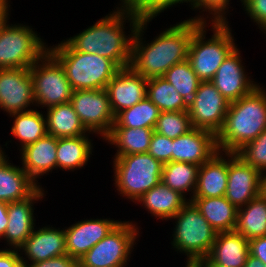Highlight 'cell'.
<instances>
[{"label": "cell", "mask_w": 266, "mask_h": 267, "mask_svg": "<svg viewBox=\"0 0 266 267\" xmlns=\"http://www.w3.org/2000/svg\"><path fill=\"white\" fill-rule=\"evenodd\" d=\"M165 9L157 1L142 16L133 37L130 67L146 79L163 77L173 65L188 59L189 44L193 33L207 21L198 14V17L166 28L153 39L154 41L145 44L143 30L147 29V24Z\"/></svg>", "instance_id": "obj_1"}, {"label": "cell", "mask_w": 266, "mask_h": 267, "mask_svg": "<svg viewBox=\"0 0 266 267\" xmlns=\"http://www.w3.org/2000/svg\"><path fill=\"white\" fill-rule=\"evenodd\" d=\"M120 1V7H116L112 14L110 12L94 25L78 35L66 39L65 42L74 51L100 55L112 60L119 68L129 67L132 42L137 26L142 16L158 0ZM126 20L130 22L131 30V33L127 36L124 31Z\"/></svg>", "instance_id": "obj_2"}, {"label": "cell", "mask_w": 266, "mask_h": 267, "mask_svg": "<svg viewBox=\"0 0 266 267\" xmlns=\"http://www.w3.org/2000/svg\"><path fill=\"white\" fill-rule=\"evenodd\" d=\"M260 85L229 103L221 130L216 135L218 151L236 153L266 129V91Z\"/></svg>", "instance_id": "obj_3"}, {"label": "cell", "mask_w": 266, "mask_h": 267, "mask_svg": "<svg viewBox=\"0 0 266 267\" xmlns=\"http://www.w3.org/2000/svg\"><path fill=\"white\" fill-rule=\"evenodd\" d=\"M51 47L48 51L60 62L73 91L105 89L120 69L100 55L74 51L65 40Z\"/></svg>", "instance_id": "obj_4"}, {"label": "cell", "mask_w": 266, "mask_h": 267, "mask_svg": "<svg viewBox=\"0 0 266 267\" xmlns=\"http://www.w3.org/2000/svg\"><path fill=\"white\" fill-rule=\"evenodd\" d=\"M206 24L193 33L188 50V60L201 82L211 81L222 62L237 47L228 23H213V35L208 40L205 39Z\"/></svg>", "instance_id": "obj_5"}, {"label": "cell", "mask_w": 266, "mask_h": 267, "mask_svg": "<svg viewBox=\"0 0 266 267\" xmlns=\"http://www.w3.org/2000/svg\"><path fill=\"white\" fill-rule=\"evenodd\" d=\"M173 248L187 255L186 266L209 254L217 232L211 227L192 201H188L173 217Z\"/></svg>", "instance_id": "obj_6"}, {"label": "cell", "mask_w": 266, "mask_h": 267, "mask_svg": "<svg viewBox=\"0 0 266 267\" xmlns=\"http://www.w3.org/2000/svg\"><path fill=\"white\" fill-rule=\"evenodd\" d=\"M113 163L115 187L135 203L161 182L163 164L149 153L119 156Z\"/></svg>", "instance_id": "obj_7"}, {"label": "cell", "mask_w": 266, "mask_h": 267, "mask_svg": "<svg viewBox=\"0 0 266 267\" xmlns=\"http://www.w3.org/2000/svg\"><path fill=\"white\" fill-rule=\"evenodd\" d=\"M35 104L43 108L68 103L73 89L60 62L47 50L29 68Z\"/></svg>", "instance_id": "obj_8"}, {"label": "cell", "mask_w": 266, "mask_h": 267, "mask_svg": "<svg viewBox=\"0 0 266 267\" xmlns=\"http://www.w3.org/2000/svg\"><path fill=\"white\" fill-rule=\"evenodd\" d=\"M137 236H139V230L136 224L132 221H121L78 260V267L127 266Z\"/></svg>", "instance_id": "obj_9"}, {"label": "cell", "mask_w": 266, "mask_h": 267, "mask_svg": "<svg viewBox=\"0 0 266 267\" xmlns=\"http://www.w3.org/2000/svg\"><path fill=\"white\" fill-rule=\"evenodd\" d=\"M29 26L7 24L0 34V69L30 68L47 50Z\"/></svg>", "instance_id": "obj_10"}, {"label": "cell", "mask_w": 266, "mask_h": 267, "mask_svg": "<svg viewBox=\"0 0 266 267\" xmlns=\"http://www.w3.org/2000/svg\"><path fill=\"white\" fill-rule=\"evenodd\" d=\"M70 103L85 128L104 140L115 122L106 89L75 90Z\"/></svg>", "instance_id": "obj_11"}, {"label": "cell", "mask_w": 266, "mask_h": 267, "mask_svg": "<svg viewBox=\"0 0 266 267\" xmlns=\"http://www.w3.org/2000/svg\"><path fill=\"white\" fill-rule=\"evenodd\" d=\"M229 103L211 81L200 82L188 103L192 127L210 131L216 136L223 126Z\"/></svg>", "instance_id": "obj_12"}, {"label": "cell", "mask_w": 266, "mask_h": 267, "mask_svg": "<svg viewBox=\"0 0 266 267\" xmlns=\"http://www.w3.org/2000/svg\"><path fill=\"white\" fill-rule=\"evenodd\" d=\"M261 195V172L229 152L225 198L237 209Z\"/></svg>", "instance_id": "obj_13"}, {"label": "cell", "mask_w": 266, "mask_h": 267, "mask_svg": "<svg viewBox=\"0 0 266 267\" xmlns=\"http://www.w3.org/2000/svg\"><path fill=\"white\" fill-rule=\"evenodd\" d=\"M34 103L29 68L0 69V109L10 115L32 110L28 107Z\"/></svg>", "instance_id": "obj_14"}, {"label": "cell", "mask_w": 266, "mask_h": 267, "mask_svg": "<svg viewBox=\"0 0 266 267\" xmlns=\"http://www.w3.org/2000/svg\"><path fill=\"white\" fill-rule=\"evenodd\" d=\"M106 91L114 115L130 108L146 97L147 79L130 66L120 68L107 83Z\"/></svg>", "instance_id": "obj_15"}, {"label": "cell", "mask_w": 266, "mask_h": 267, "mask_svg": "<svg viewBox=\"0 0 266 267\" xmlns=\"http://www.w3.org/2000/svg\"><path fill=\"white\" fill-rule=\"evenodd\" d=\"M211 82L229 102L239 100L258 86L247 77L237 47L219 66Z\"/></svg>", "instance_id": "obj_16"}, {"label": "cell", "mask_w": 266, "mask_h": 267, "mask_svg": "<svg viewBox=\"0 0 266 267\" xmlns=\"http://www.w3.org/2000/svg\"><path fill=\"white\" fill-rule=\"evenodd\" d=\"M121 221L112 219H90L78 221L64 229L66 252L77 261L93 246L105 238Z\"/></svg>", "instance_id": "obj_17"}, {"label": "cell", "mask_w": 266, "mask_h": 267, "mask_svg": "<svg viewBox=\"0 0 266 267\" xmlns=\"http://www.w3.org/2000/svg\"><path fill=\"white\" fill-rule=\"evenodd\" d=\"M44 197V190L39 186L29 197L8 203V225L2 239L6 240L12 249H18L32 234L35 227V201Z\"/></svg>", "instance_id": "obj_18"}, {"label": "cell", "mask_w": 266, "mask_h": 267, "mask_svg": "<svg viewBox=\"0 0 266 267\" xmlns=\"http://www.w3.org/2000/svg\"><path fill=\"white\" fill-rule=\"evenodd\" d=\"M38 229H34L27 240L18 248V251L24 252V255L30 261L29 263L24 260L26 258L21 256L24 267H27L28 264L67 254L64 229L60 230L50 226Z\"/></svg>", "instance_id": "obj_19"}, {"label": "cell", "mask_w": 266, "mask_h": 267, "mask_svg": "<svg viewBox=\"0 0 266 267\" xmlns=\"http://www.w3.org/2000/svg\"><path fill=\"white\" fill-rule=\"evenodd\" d=\"M217 151L216 136L212 132L193 128L173 139L172 161L200 166Z\"/></svg>", "instance_id": "obj_20"}, {"label": "cell", "mask_w": 266, "mask_h": 267, "mask_svg": "<svg viewBox=\"0 0 266 267\" xmlns=\"http://www.w3.org/2000/svg\"><path fill=\"white\" fill-rule=\"evenodd\" d=\"M224 153L223 151H217L199 166L196 190L192 198L225 196L228 181L229 152Z\"/></svg>", "instance_id": "obj_21"}, {"label": "cell", "mask_w": 266, "mask_h": 267, "mask_svg": "<svg viewBox=\"0 0 266 267\" xmlns=\"http://www.w3.org/2000/svg\"><path fill=\"white\" fill-rule=\"evenodd\" d=\"M58 138L46 134L36 142L25 146L21 151L22 168L38 185L37 178L57 168ZM51 170V171H50Z\"/></svg>", "instance_id": "obj_22"}, {"label": "cell", "mask_w": 266, "mask_h": 267, "mask_svg": "<svg viewBox=\"0 0 266 267\" xmlns=\"http://www.w3.org/2000/svg\"><path fill=\"white\" fill-rule=\"evenodd\" d=\"M249 241L236 231L218 232L206 259L219 267H244Z\"/></svg>", "instance_id": "obj_23"}, {"label": "cell", "mask_w": 266, "mask_h": 267, "mask_svg": "<svg viewBox=\"0 0 266 267\" xmlns=\"http://www.w3.org/2000/svg\"><path fill=\"white\" fill-rule=\"evenodd\" d=\"M189 201L179 192L170 189L162 181L144 193L136 202L142 203L150 214L162 220H170Z\"/></svg>", "instance_id": "obj_24"}, {"label": "cell", "mask_w": 266, "mask_h": 267, "mask_svg": "<svg viewBox=\"0 0 266 267\" xmlns=\"http://www.w3.org/2000/svg\"><path fill=\"white\" fill-rule=\"evenodd\" d=\"M8 160L0 164V201L6 203L23 200L40 186L22 167L11 165Z\"/></svg>", "instance_id": "obj_25"}, {"label": "cell", "mask_w": 266, "mask_h": 267, "mask_svg": "<svg viewBox=\"0 0 266 267\" xmlns=\"http://www.w3.org/2000/svg\"><path fill=\"white\" fill-rule=\"evenodd\" d=\"M199 209L200 213L218 232L234 231L238 209L225 196L216 198L189 199Z\"/></svg>", "instance_id": "obj_26"}, {"label": "cell", "mask_w": 266, "mask_h": 267, "mask_svg": "<svg viewBox=\"0 0 266 267\" xmlns=\"http://www.w3.org/2000/svg\"><path fill=\"white\" fill-rule=\"evenodd\" d=\"M46 114L47 134L56 138L90 134L70 102L49 107Z\"/></svg>", "instance_id": "obj_27"}, {"label": "cell", "mask_w": 266, "mask_h": 267, "mask_svg": "<svg viewBox=\"0 0 266 267\" xmlns=\"http://www.w3.org/2000/svg\"><path fill=\"white\" fill-rule=\"evenodd\" d=\"M153 128L112 127L110 133L104 138L111 145H115L119 156L148 153Z\"/></svg>", "instance_id": "obj_28"}, {"label": "cell", "mask_w": 266, "mask_h": 267, "mask_svg": "<svg viewBox=\"0 0 266 267\" xmlns=\"http://www.w3.org/2000/svg\"><path fill=\"white\" fill-rule=\"evenodd\" d=\"M89 135L77 137L58 138L57 143V169L76 170L83 168L90 160L93 143Z\"/></svg>", "instance_id": "obj_29"}, {"label": "cell", "mask_w": 266, "mask_h": 267, "mask_svg": "<svg viewBox=\"0 0 266 267\" xmlns=\"http://www.w3.org/2000/svg\"><path fill=\"white\" fill-rule=\"evenodd\" d=\"M234 231L248 241L266 236V198L262 195L252 199L237 211Z\"/></svg>", "instance_id": "obj_30"}, {"label": "cell", "mask_w": 266, "mask_h": 267, "mask_svg": "<svg viewBox=\"0 0 266 267\" xmlns=\"http://www.w3.org/2000/svg\"><path fill=\"white\" fill-rule=\"evenodd\" d=\"M10 116L14 117L11 134L20 140L21 149L47 134L46 117L42 112L32 109Z\"/></svg>", "instance_id": "obj_31"}, {"label": "cell", "mask_w": 266, "mask_h": 267, "mask_svg": "<svg viewBox=\"0 0 266 267\" xmlns=\"http://www.w3.org/2000/svg\"><path fill=\"white\" fill-rule=\"evenodd\" d=\"M198 170L199 166L193 163L171 161L163 164L161 181L184 197L187 192L193 193L190 196L192 199L196 190Z\"/></svg>", "instance_id": "obj_32"}, {"label": "cell", "mask_w": 266, "mask_h": 267, "mask_svg": "<svg viewBox=\"0 0 266 267\" xmlns=\"http://www.w3.org/2000/svg\"><path fill=\"white\" fill-rule=\"evenodd\" d=\"M146 97L151 100L161 112L188 110V103L164 77L147 79Z\"/></svg>", "instance_id": "obj_33"}, {"label": "cell", "mask_w": 266, "mask_h": 267, "mask_svg": "<svg viewBox=\"0 0 266 267\" xmlns=\"http://www.w3.org/2000/svg\"><path fill=\"white\" fill-rule=\"evenodd\" d=\"M160 109L147 97L134 106L119 112L112 127L153 128L160 116Z\"/></svg>", "instance_id": "obj_34"}, {"label": "cell", "mask_w": 266, "mask_h": 267, "mask_svg": "<svg viewBox=\"0 0 266 267\" xmlns=\"http://www.w3.org/2000/svg\"><path fill=\"white\" fill-rule=\"evenodd\" d=\"M163 77L175 87L187 103L193 99L201 82L188 59L173 65Z\"/></svg>", "instance_id": "obj_35"}, {"label": "cell", "mask_w": 266, "mask_h": 267, "mask_svg": "<svg viewBox=\"0 0 266 267\" xmlns=\"http://www.w3.org/2000/svg\"><path fill=\"white\" fill-rule=\"evenodd\" d=\"M193 129L187 110L161 112L158 117L154 132L170 139H175Z\"/></svg>", "instance_id": "obj_36"}, {"label": "cell", "mask_w": 266, "mask_h": 267, "mask_svg": "<svg viewBox=\"0 0 266 267\" xmlns=\"http://www.w3.org/2000/svg\"><path fill=\"white\" fill-rule=\"evenodd\" d=\"M166 9L178 3H190L193 10L203 9L202 11L208 10L212 15L210 24H225L227 22L226 13L228 12L230 0H158ZM207 9V10H206ZM227 10V12H226Z\"/></svg>", "instance_id": "obj_37"}, {"label": "cell", "mask_w": 266, "mask_h": 267, "mask_svg": "<svg viewBox=\"0 0 266 267\" xmlns=\"http://www.w3.org/2000/svg\"><path fill=\"white\" fill-rule=\"evenodd\" d=\"M236 155L261 173H266V129L256 139L240 148Z\"/></svg>", "instance_id": "obj_38"}, {"label": "cell", "mask_w": 266, "mask_h": 267, "mask_svg": "<svg viewBox=\"0 0 266 267\" xmlns=\"http://www.w3.org/2000/svg\"><path fill=\"white\" fill-rule=\"evenodd\" d=\"M172 145L173 139L154 132L151 137L148 153L162 164H165L172 161Z\"/></svg>", "instance_id": "obj_39"}, {"label": "cell", "mask_w": 266, "mask_h": 267, "mask_svg": "<svg viewBox=\"0 0 266 267\" xmlns=\"http://www.w3.org/2000/svg\"><path fill=\"white\" fill-rule=\"evenodd\" d=\"M241 3L250 19L266 34V0H241Z\"/></svg>", "instance_id": "obj_40"}, {"label": "cell", "mask_w": 266, "mask_h": 267, "mask_svg": "<svg viewBox=\"0 0 266 267\" xmlns=\"http://www.w3.org/2000/svg\"><path fill=\"white\" fill-rule=\"evenodd\" d=\"M27 267H78V261L68 254L28 264Z\"/></svg>", "instance_id": "obj_41"}, {"label": "cell", "mask_w": 266, "mask_h": 267, "mask_svg": "<svg viewBox=\"0 0 266 267\" xmlns=\"http://www.w3.org/2000/svg\"><path fill=\"white\" fill-rule=\"evenodd\" d=\"M18 249H0V267H24Z\"/></svg>", "instance_id": "obj_42"}, {"label": "cell", "mask_w": 266, "mask_h": 267, "mask_svg": "<svg viewBox=\"0 0 266 267\" xmlns=\"http://www.w3.org/2000/svg\"><path fill=\"white\" fill-rule=\"evenodd\" d=\"M249 254L260 259L266 265V236L249 240Z\"/></svg>", "instance_id": "obj_43"}, {"label": "cell", "mask_w": 266, "mask_h": 267, "mask_svg": "<svg viewBox=\"0 0 266 267\" xmlns=\"http://www.w3.org/2000/svg\"><path fill=\"white\" fill-rule=\"evenodd\" d=\"M8 203L0 201V238L2 239L8 225Z\"/></svg>", "instance_id": "obj_44"}, {"label": "cell", "mask_w": 266, "mask_h": 267, "mask_svg": "<svg viewBox=\"0 0 266 267\" xmlns=\"http://www.w3.org/2000/svg\"><path fill=\"white\" fill-rule=\"evenodd\" d=\"M9 3L6 1L0 0V34L4 27L7 25L8 20H9Z\"/></svg>", "instance_id": "obj_45"}, {"label": "cell", "mask_w": 266, "mask_h": 267, "mask_svg": "<svg viewBox=\"0 0 266 267\" xmlns=\"http://www.w3.org/2000/svg\"><path fill=\"white\" fill-rule=\"evenodd\" d=\"M244 267H266V265L260 259L249 254Z\"/></svg>", "instance_id": "obj_46"}, {"label": "cell", "mask_w": 266, "mask_h": 267, "mask_svg": "<svg viewBox=\"0 0 266 267\" xmlns=\"http://www.w3.org/2000/svg\"><path fill=\"white\" fill-rule=\"evenodd\" d=\"M191 267H219L217 265H214L213 263H210L206 258L200 259L198 261H195Z\"/></svg>", "instance_id": "obj_47"}, {"label": "cell", "mask_w": 266, "mask_h": 267, "mask_svg": "<svg viewBox=\"0 0 266 267\" xmlns=\"http://www.w3.org/2000/svg\"><path fill=\"white\" fill-rule=\"evenodd\" d=\"M261 195L266 198V174L261 173Z\"/></svg>", "instance_id": "obj_48"}, {"label": "cell", "mask_w": 266, "mask_h": 267, "mask_svg": "<svg viewBox=\"0 0 266 267\" xmlns=\"http://www.w3.org/2000/svg\"><path fill=\"white\" fill-rule=\"evenodd\" d=\"M1 146H0V164L5 162L7 160V155H5L4 151L1 150Z\"/></svg>", "instance_id": "obj_49"}]
</instances>
